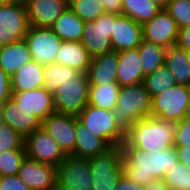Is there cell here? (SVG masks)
<instances>
[{"label":"cell","instance_id":"1","mask_svg":"<svg viewBox=\"0 0 190 190\" xmlns=\"http://www.w3.org/2000/svg\"><path fill=\"white\" fill-rule=\"evenodd\" d=\"M120 146L123 154V175L142 186L152 180L163 179L165 174L179 163L174 146L156 153L140 150L127 140Z\"/></svg>","mask_w":190,"mask_h":190},{"label":"cell","instance_id":"2","mask_svg":"<svg viewBox=\"0 0 190 190\" xmlns=\"http://www.w3.org/2000/svg\"><path fill=\"white\" fill-rule=\"evenodd\" d=\"M177 123L149 116L126 130V140L140 150L156 153L174 146Z\"/></svg>","mask_w":190,"mask_h":190},{"label":"cell","instance_id":"3","mask_svg":"<svg viewBox=\"0 0 190 190\" xmlns=\"http://www.w3.org/2000/svg\"><path fill=\"white\" fill-rule=\"evenodd\" d=\"M152 98L143 83L120 88L116 108V121L126 131L137 120L150 116Z\"/></svg>","mask_w":190,"mask_h":190},{"label":"cell","instance_id":"4","mask_svg":"<svg viewBox=\"0 0 190 190\" xmlns=\"http://www.w3.org/2000/svg\"><path fill=\"white\" fill-rule=\"evenodd\" d=\"M77 117L93 135L102 138L110 147L120 146L126 140V131L116 121L114 111L87 105Z\"/></svg>","mask_w":190,"mask_h":190},{"label":"cell","instance_id":"5","mask_svg":"<svg viewBox=\"0 0 190 190\" xmlns=\"http://www.w3.org/2000/svg\"><path fill=\"white\" fill-rule=\"evenodd\" d=\"M121 146H112L90 158L92 190H114L123 175Z\"/></svg>","mask_w":190,"mask_h":190},{"label":"cell","instance_id":"6","mask_svg":"<svg viewBox=\"0 0 190 190\" xmlns=\"http://www.w3.org/2000/svg\"><path fill=\"white\" fill-rule=\"evenodd\" d=\"M189 102L190 87L176 84L152 97L150 116L169 121H182L186 116Z\"/></svg>","mask_w":190,"mask_h":190},{"label":"cell","instance_id":"7","mask_svg":"<svg viewBox=\"0 0 190 190\" xmlns=\"http://www.w3.org/2000/svg\"><path fill=\"white\" fill-rule=\"evenodd\" d=\"M89 79L87 73H80L74 81L59 86L53 96L54 108L57 113L78 116L88 105Z\"/></svg>","mask_w":190,"mask_h":190},{"label":"cell","instance_id":"8","mask_svg":"<svg viewBox=\"0 0 190 190\" xmlns=\"http://www.w3.org/2000/svg\"><path fill=\"white\" fill-rule=\"evenodd\" d=\"M89 158L67 155L56 166L57 190H92Z\"/></svg>","mask_w":190,"mask_h":190},{"label":"cell","instance_id":"9","mask_svg":"<svg viewBox=\"0 0 190 190\" xmlns=\"http://www.w3.org/2000/svg\"><path fill=\"white\" fill-rule=\"evenodd\" d=\"M118 16L104 13L95 21L85 23L80 42L92 58L113 51L111 34L113 22Z\"/></svg>","mask_w":190,"mask_h":190},{"label":"cell","instance_id":"10","mask_svg":"<svg viewBox=\"0 0 190 190\" xmlns=\"http://www.w3.org/2000/svg\"><path fill=\"white\" fill-rule=\"evenodd\" d=\"M24 40L31 52L32 59L43 66L55 62L63 42L50 27L33 26L28 27Z\"/></svg>","mask_w":190,"mask_h":190},{"label":"cell","instance_id":"11","mask_svg":"<svg viewBox=\"0 0 190 190\" xmlns=\"http://www.w3.org/2000/svg\"><path fill=\"white\" fill-rule=\"evenodd\" d=\"M24 147L28 158L55 167L67 156L42 126L24 138Z\"/></svg>","mask_w":190,"mask_h":190},{"label":"cell","instance_id":"12","mask_svg":"<svg viewBox=\"0 0 190 190\" xmlns=\"http://www.w3.org/2000/svg\"><path fill=\"white\" fill-rule=\"evenodd\" d=\"M28 27L25 6L14 3L0 6V46L23 40Z\"/></svg>","mask_w":190,"mask_h":190},{"label":"cell","instance_id":"13","mask_svg":"<svg viewBox=\"0 0 190 190\" xmlns=\"http://www.w3.org/2000/svg\"><path fill=\"white\" fill-rule=\"evenodd\" d=\"M66 155L74 151L76 142V116L54 112L41 124Z\"/></svg>","mask_w":190,"mask_h":190},{"label":"cell","instance_id":"14","mask_svg":"<svg viewBox=\"0 0 190 190\" xmlns=\"http://www.w3.org/2000/svg\"><path fill=\"white\" fill-rule=\"evenodd\" d=\"M17 175L31 190H57L55 166L26 156Z\"/></svg>","mask_w":190,"mask_h":190},{"label":"cell","instance_id":"15","mask_svg":"<svg viewBox=\"0 0 190 190\" xmlns=\"http://www.w3.org/2000/svg\"><path fill=\"white\" fill-rule=\"evenodd\" d=\"M142 27L143 40L162 45L165 48L176 44L179 26L165 9L144 23Z\"/></svg>","mask_w":190,"mask_h":190},{"label":"cell","instance_id":"16","mask_svg":"<svg viewBox=\"0 0 190 190\" xmlns=\"http://www.w3.org/2000/svg\"><path fill=\"white\" fill-rule=\"evenodd\" d=\"M0 122L7 124L23 138L41 127L42 122L11 97L0 103Z\"/></svg>","mask_w":190,"mask_h":190},{"label":"cell","instance_id":"17","mask_svg":"<svg viewBox=\"0 0 190 190\" xmlns=\"http://www.w3.org/2000/svg\"><path fill=\"white\" fill-rule=\"evenodd\" d=\"M143 27L129 16L119 15L113 22L111 44L113 51L135 49L142 43Z\"/></svg>","mask_w":190,"mask_h":190},{"label":"cell","instance_id":"18","mask_svg":"<svg viewBox=\"0 0 190 190\" xmlns=\"http://www.w3.org/2000/svg\"><path fill=\"white\" fill-rule=\"evenodd\" d=\"M68 8V0H30L26 6L29 26L51 27Z\"/></svg>","mask_w":190,"mask_h":190},{"label":"cell","instance_id":"19","mask_svg":"<svg viewBox=\"0 0 190 190\" xmlns=\"http://www.w3.org/2000/svg\"><path fill=\"white\" fill-rule=\"evenodd\" d=\"M12 97L37 119L43 122L50 114L56 112L53 95L44 87L31 91L12 92Z\"/></svg>","mask_w":190,"mask_h":190},{"label":"cell","instance_id":"20","mask_svg":"<svg viewBox=\"0 0 190 190\" xmlns=\"http://www.w3.org/2000/svg\"><path fill=\"white\" fill-rule=\"evenodd\" d=\"M118 53L111 51L93 57L87 72L90 85H107L117 82Z\"/></svg>","mask_w":190,"mask_h":190},{"label":"cell","instance_id":"21","mask_svg":"<svg viewBox=\"0 0 190 190\" xmlns=\"http://www.w3.org/2000/svg\"><path fill=\"white\" fill-rule=\"evenodd\" d=\"M118 53L117 83L122 86H130L143 83L144 73L138 48L122 50Z\"/></svg>","mask_w":190,"mask_h":190},{"label":"cell","instance_id":"22","mask_svg":"<svg viewBox=\"0 0 190 190\" xmlns=\"http://www.w3.org/2000/svg\"><path fill=\"white\" fill-rule=\"evenodd\" d=\"M91 60V55L80 41H63L55 63L69 66L80 73H87Z\"/></svg>","mask_w":190,"mask_h":190},{"label":"cell","instance_id":"23","mask_svg":"<svg viewBox=\"0 0 190 190\" xmlns=\"http://www.w3.org/2000/svg\"><path fill=\"white\" fill-rule=\"evenodd\" d=\"M44 68L35 60L24 64L11 78L12 92L31 91L44 87Z\"/></svg>","mask_w":190,"mask_h":190},{"label":"cell","instance_id":"24","mask_svg":"<svg viewBox=\"0 0 190 190\" xmlns=\"http://www.w3.org/2000/svg\"><path fill=\"white\" fill-rule=\"evenodd\" d=\"M110 146L100 137L93 135L76 116V142L70 154L79 158H92L104 153Z\"/></svg>","mask_w":190,"mask_h":190},{"label":"cell","instance_id":"25","mask_svg":"<svg viewBox=\"0 0 190 190\" xmlns=\"http://www.w3.org/2000/svg\"><path fill=\"white\" fill-rule=\"evenodd\" d=\"M31 60L32 55L24 39L0 46V68L10 77Z\"/></svg>","mask_w":190,"mask_h":190},{"label":"cell","instance_id":"26","mask_svg":"<svg viewBox=\"0 0 190 190\" xmlns=\"http://www.w3.org/2000/svg\"><path fill=\"white\" fill-rule=\"evenodd\" d=\"M177 84L190 87V56L184 48L172 45L166 49L165 63Z\"/></svg>","mask_w":190,"mask_h":190},{"label":"cell","instance_id":"27","mask_svg":"<svg viewBox=\"0 0 190 190\" xmlns=\"http://www.w3.org/2000/svg\"><path fill=\"white\" fill-rule=\"evenodd\" d=\"M84 25L85 22L68 8L50 28L62 41L77 42L82 38Z\"/></svg>","mask_w":190,"mask_h":190},{"label":"cell","instance_id":"28","mask_svg":"<svg viewBox=\"0 0 190 190\" xmlns=\"http://www.w3.org/2000/svg\"><path fill=\"white\" fill-rule=\"evenodd\" d=\"M79 74V71L69 66L55 62L49 63L44 68V88L54 96L59 86L68 81H74Z\"/></svg>","mask_w":190,"mask_h":190},{"label":"cell","instance_id":"29","mask_svg":"<svg viewBox=\"0 0 190 190\" xmlns=\"http://www.w3.org/2000/svg\"><path fill=\"white\" fill-rule=\"evenodd\" d=\"M120 88L117 82L107 85H90L88 105L113 111L116 108Z\"/></svg>","mask_w":190,"mask_h":190},{"label":"cell","instance_id":"30","mask_svg":"<svg viewBox=\"0 0 190 190\" xmlns=\"http://www.w3.org/2000/svg\"><path fill=\"white\" fill-rule=\"evenodd\" d=\"M166 49L162 45L142 40V43L138 46V51L145 76L153 73L165 63Z\"/></svg>","mask_w":190,"mask_h":190},{"label":"cell","instance_id":"31","mask_svg":"<svg viewBox=\"0 0 190 190\" xmlns=\"http://www.w3.org/2000/svg\"><path fill=\"white\" fill-rule=\"evenodd\" d=\"M162 9L151 0H123V15L143 25Z\"/></svg>","mask_w":190,"mask_h":190},{"label":"cell","instance_id":"32","mask_svg":"<svg viewBox=\"0 0 190 190\" xmlns=\"http://www.w3.org/2000/svg\"><path fill=\"white\" fill-rule=\"evenodd\" d=\"M143 84L152 98L157 94L163 93L177 83L168 67L163 64L153 73L146 75L144 77Z\"/></svg>","mask_w":190,"mask_h":190},{"label":"cell","instance_id":"33","mask_svg":"<svg viewBox=\"0 0 190 190\" xmlns=\"http://www.w3.org/2000/svg\"><path fill=\"white\" fill-rule=\"evenodd\" d=\"M68 7L85 23L95 21L106 13L99 0H68Z\"/></svg>","mask_w":190,"mask_h":190},{"label":"cell","instance_id":"34","mask_svg":"<svg viewBox=\"0 0 190 190\" xmlns=\"http://www.w3.org/2000/svg\"><path fill=\"white\" fill-rule=\"evenodd\" d=\"M170 190H190V171L187 165L179 162L163 178Z\"/></svg>","mask_w":190,"mask_h":190},{"label":"cell","instance_id":"35","mask_svg":"<svg viewBox=\"0 0 190 190\" xmlns=\"http://www.w3.org/2000/svg\"><path fill=\"white\" fill-rule=\"evenodd\" d=\"M25 150H9L0 153V176L16 175L26 157Z\"/></svg>","mask_w":190,"mask_h":190},{"label":"cell","instance_id":"36","mask_svg":"<svg viewBox=\"0 0 190 190\" xmlns=\"http://www.w3.org/2000/svg\"><path fill=\"white\" fill-rule=\"evenodd\" d=\"M9 150H25L24 138L7 124L0 122V153Z\"/></svg>","mask_w":190,"mask_h":190},{"label":"cell","instance_id":"37","mask_svg":"<svg viewBox=\"0 0 190 190\" xmlns=\"http://www.w3.org/2000/svg\"><path fill=\"white\" fill-rule=\"evenodd\" d=\"M179 28L190 25V0H171L165 9Z\"/></svg>","mask_w":190,"mask_h":190},{"label":"cell","instance_id":"38","mask_svg":"<svg viewBox=\"0 0 190 190\" xmlns=\"http://www.w3.org/2000/svg\"><path fill=\"white\" fill-rule=\"evenodd\" d=\"M174 146H190V119L184 118L177 123Z\"/></svg>","mask_w":190,"mask_h":190},{"label":"cell","instance_id":"39","mask_svg":"<svg viewBox=\"0 0 190 190\" xmlns=\"http://www.w3.org/2000/svg\"><path fill=\"white\" fill-rule=\"evenodd\" d=\"M0 190H31V189L16 174L10 176H0Z\"/></svg>","mask_w":190,"mask_h":190},{"label":"cell","instance_id":"40","mask_svg":"<svg viewBox=\"0 0 190 190\" xmlns=\"http://www.w3.org/2000/svg\"><path fill=\"white\" fill-rule=\"evenodd\" d=\"M12 97L11 78L0 68V103Z\"/></svg>","mask_w":190,"mask_h":190},{"label":"cell","instance_id":"41","mask_svg":"<svg viewBox=\"0 0 190 190\" xmlns=\"http://www.w3.org/2000/svg\"><path fill=\"white\" fill-rule=\"evenodd\" d=\"M106 13L123 15V0H99Z\"/></svg>","mask_w":190,"mask_h":190},{"label":"cell","instance_id":"42","mask_svg":"<svg viewBox=\"0 0 190 190\" xmlns=\"http://www.w3.org/2000/svg\"><path fill=\"white\" fill-rule=\"evenodd\" d=\"M176 45L190 52V25L179 28Z\"/></svg>","mask_w":190,"mask_h":190},{"label":"cell","instance_id":"43","mask_svg":"<svg viewBox=\"0 0 190 190\" xmlns=\"http://www.w3.org/2000/svg\"><path fill=\"white\" fill-rule=\"evenodd\" d=\"M114 190H145L144 186L131 181L125 175H122Z\"/></svg>","mask_w":190,"mask_h":190},{"label":"cell","instance_id":"44","mask_svg":"<svg viewBox=\"0 0 190 190\" xmlns=\"http://www.w3.org/2000/svg\"><path fill=\"white\" fill-rule=\"evenodd\" d=\"M177 155L178 161L187 165L188 171H190V146H174Z\"/></svg>","mask_w":190,"mask_h":190},{"label":"cell","instance_id":"45","mask_svg":"<svg viewBox=\"0 0 190 190\" xmlns=\"http://www.w3.org/2000/svg\"><path fill=\"white\" fill-rule=\"evenodd\" d=\"M145 190H170L163 179L152 180L149 184L144 186Z\"/></svg>","mask_w":190,"mask_h":190},{"label":"cell","instance_id":"46","mask_svg":"<svg viewBox=\"0 0 190 190\" xmlns=\"http://www.w3.org/2000/svg\"><path fill=\"white\" fill-rule=\"evenodd\" d=\"M161 9H166L171 0H151Z\"/></svg>","mask_w":190,"mask_h":190},{"label":"cell","instance_id":"47","mask_svg":"<svg viewBox=\"0 0 190 190\" xmlns=\"http://www.w3.org/2000/svg\"><path fill=\"white\" fill-rule=\"evenodd\" d=\"M11 3L27 6L30 3V0H11Z\"/></svg>","mask_w":190,"mask_h":190},{"label":"cell","instance_id":"48","mask_svg":"<svg viewBox=\"0 0 190 190\" xmlns=\"http://www.w3.org/2000/svg\"><path fill=\"white\" fill-rule=\"evenodd\" d=\"M185 118L190 119V102H189L188 107H187V112H186Z\"/></svg>","mask_w":190,"mask_h":190},{"label":"cell","instance_id":"49","mask_svg":"<svg viewBox=\"0 0 190 190\" xmlns=\"http://www.w3.org/2000/svg\"><path fill=\"white\" fill-rule=\"evenodd\" d=\"M11 3V0H0V6Z\"/></svg>","mask_w":190,"mask_h":190}]
</instances>
